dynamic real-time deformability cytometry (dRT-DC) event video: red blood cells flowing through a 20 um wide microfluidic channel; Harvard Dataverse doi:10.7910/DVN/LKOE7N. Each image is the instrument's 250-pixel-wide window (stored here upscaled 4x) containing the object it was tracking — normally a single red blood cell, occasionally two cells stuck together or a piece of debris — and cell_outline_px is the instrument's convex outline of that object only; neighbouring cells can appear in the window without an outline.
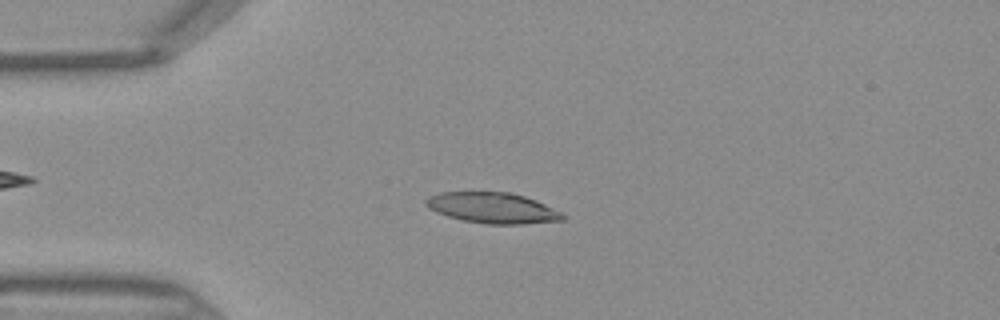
{"species": "Egyptian fruit bat (a non-hibernating species)", "species_latin": "Rousettus aegyptiacus", "temperature_condition": "warm", "stored_images_in_passage": 45, "camera_frame_rate_fps": 3000, "um_per_image_px": 0.085, "frame": {"image": 1, "passage_image": 11, "time_ms": 3.333, "image_size_px": [1000, 320], "cell_outline_px": [[568, 216], [564, 220], [524, 224], [484, 224], [460, 220], [436, 212], [428, 208], [424, 204], [424, 200], [428, 196], [440, 192], [508, 192], [524, 196], [536, 200], [564, 212]], "centroid_in_image_um": [41.89, 17.68], "position_along_channel_um": 43.1, "area_um2": 24.91}}
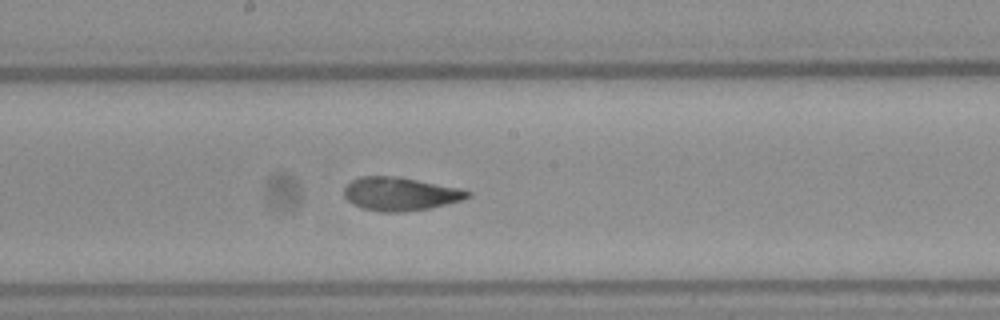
{"frame": {"image": 2, "passage_image": 24, "time_ms": 7.667, "image_size_px": [1000, 320], "cell_outline_px": [[472, 196], [460, 200], [428, 208], [400, 212], [380, 212], [360, 208], [352, 204], [344, 196], [344, 188], [352, 180], [360, 176], [388, 176], [416, 180], [460, 188], [472, 192]], "centroid_in_image_um": [33.98, 16.49], "position_along_channel_um": 214.2, "area_um2": 23.76}}
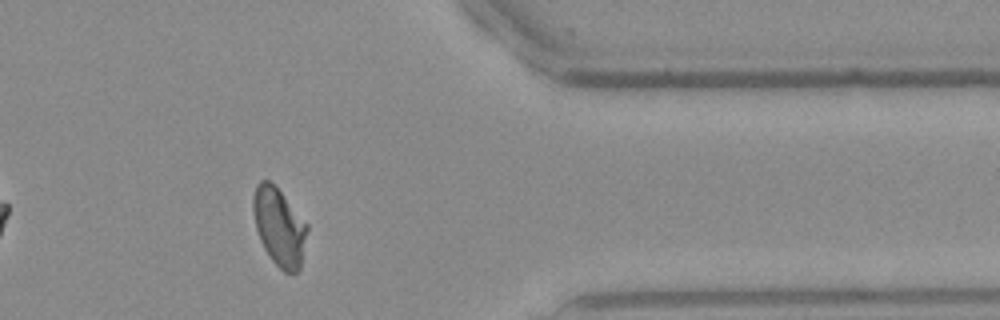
{"frame": {"image": 3, "passage_image": 37, "time_ms": 12.0, "image_size_px": [1000, 320], "cell_outline_px": [[308, 228], [300, 268], [296, 272], [284, 272], [272, 260], [264, 248], [260, 240], [256, 228], [252, 208], [252, 196], [256, 184], [260, 180], [268, 180], [280, 192], [308, 224]], "centroid_in_image_um": [23.71, 19.27], "position_along_channel_um": 387.7, "area_um2": 24.22}}